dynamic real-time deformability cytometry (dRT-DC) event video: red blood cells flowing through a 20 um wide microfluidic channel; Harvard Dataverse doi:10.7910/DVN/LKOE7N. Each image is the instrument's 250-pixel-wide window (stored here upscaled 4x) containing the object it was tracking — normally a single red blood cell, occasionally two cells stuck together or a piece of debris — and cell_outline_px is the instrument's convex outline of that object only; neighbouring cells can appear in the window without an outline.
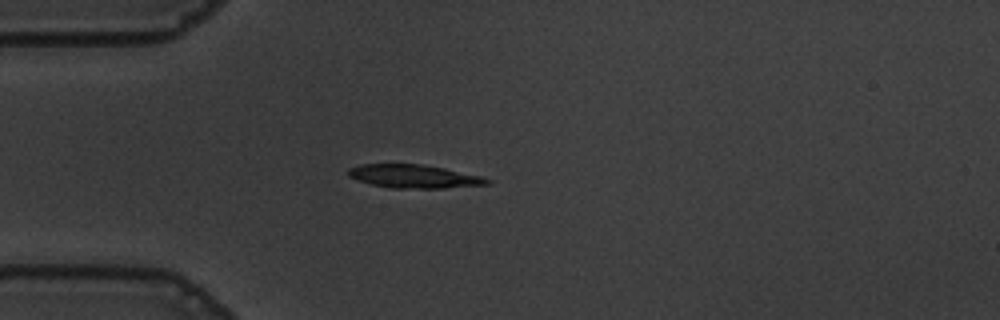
{"species": "common noctule bat (a hibernating species)", "species_latin": "Nyctalus noctula", "temperature_condition": "warm", "stored_images_in_passage": 41, "camera_frame_rate_fps": 3000, "um_per_image_px": 0.085, "animal": {"sex": "male", "body_mass_g": 19.5, "forearm_length_mm": 54.6}, "frame": {"image": 1, "passage_image": 1, "time_ms": 0.0, "image_size_px": [1000, 320], "cell_outline_px": [[492, 180], [488, 184], [444, 188], [392, 188], [372, 184], [348, 176], [348, 168], [360, 164], [424, 164], [444, 168], [480, 176]], "centroid_in_image_um": [35.18, 14.98], "position_along_channel_um": 49.8, "area_um2": 18.73}}
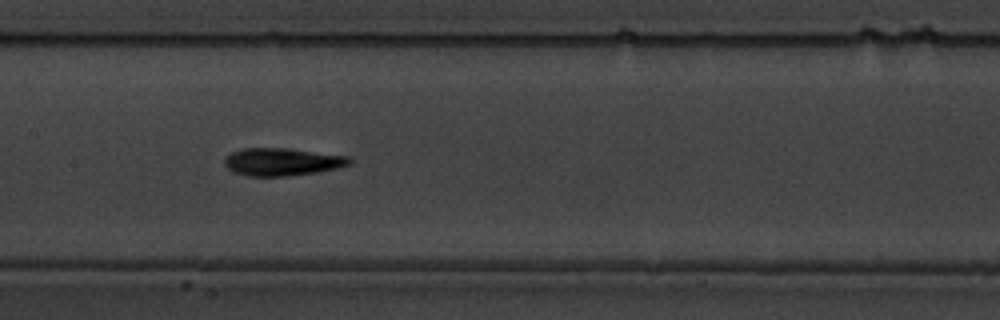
{"frame": {"image": 2, "passage_image": 13, "time_ms": 4.0, "image_size_px": [1000, 320], "cell_outline_px": [[352, 164], [340, 168], [316, 172], [288, 176], [248, 176], [232, 172], [224, 164], [224, 160], [232, 152], [244, 148], [288, 148], [352, 156]], "centroid_in_image_um": [24.05, 13.75], "position_along_channel_um": 183.4, "area_um2": 20.4}}
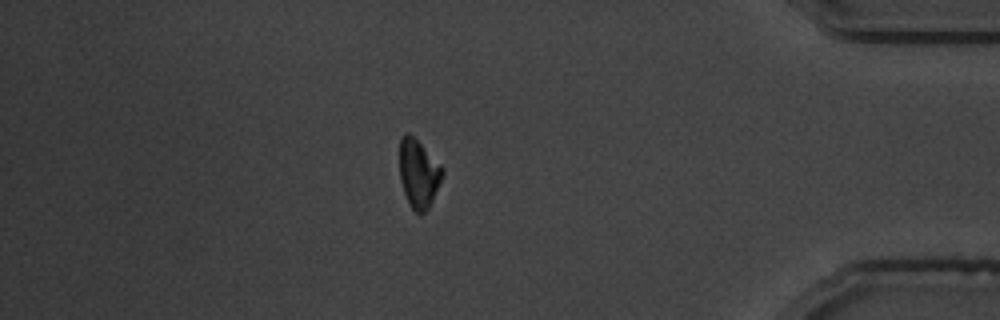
{"frame": {"image": 3, "passage_image": 34, "time_ms": 11.0, "image_size_px": [1000, 320], "cell_outline_px": [[444, 172], [432, 200], [428, 208], [424, 212], [416, 212], [408, 204], [400, 180], [400, 140], [408, 132], [444, 168]], "centroid_in_image_um": [35.57, 14.77], "position_along_channel_um": 399.6, "area_um2": 16.59}, "authors_computed_cell_mechanics": {"area_um2": 19.074, "velocity_mm_per_s": 3.6155, "shape_relaxation_time_tau1_ms": 4.3073, "shape_relaxation_time_tau2_ms": 3.3425, "deformation_change_tau1": 0.1609, "deformation_change_tau2": 0.0943}}